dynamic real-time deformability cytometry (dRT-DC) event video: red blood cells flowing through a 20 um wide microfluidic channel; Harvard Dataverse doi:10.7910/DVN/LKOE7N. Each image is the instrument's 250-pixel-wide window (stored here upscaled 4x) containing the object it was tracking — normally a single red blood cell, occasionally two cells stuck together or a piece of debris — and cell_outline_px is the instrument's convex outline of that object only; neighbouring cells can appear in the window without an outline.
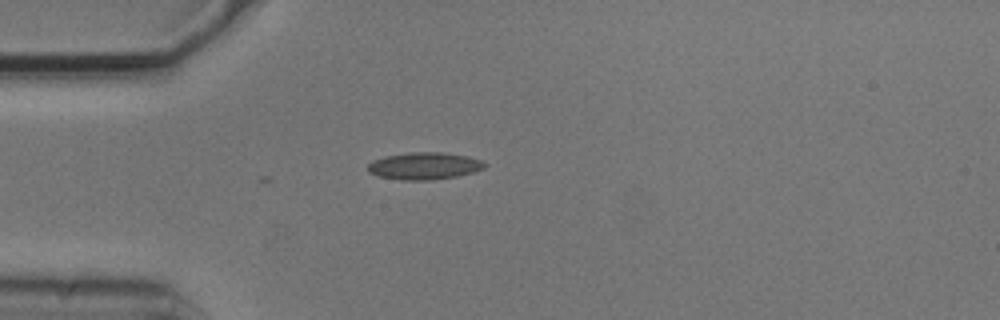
{"species": "common noctule bat (a hibernating species)", "species_latin": "Nyctalus noctula", "temperature_condition": "cold", "stored_images_in_passage": 4, "camera_frame_rate_fps": 3000, "um_per_image_px": 0.085, "animal": {"sex": "male", "body_mass_g": 20.5, "forearm_length_mm": 52.5}, "frame": {"image": 1, "passage_image": 3, "time_ms": 0.667, "image_size_px": [1000, 320], "cell_outline_px": [[488, 164], [484, 168], [472, 172], [456, 176], [432, 180], [400, 180], [380, 176], [368, 172], [368, 164], [372, 160], [384, 156], [408, 152], [444, 152], [468, 156], [480, 160]], "centroid_in_image_um": [36.05, 14.09], "position_along_channel_um": 48.9, "area_um2": 18.55}}